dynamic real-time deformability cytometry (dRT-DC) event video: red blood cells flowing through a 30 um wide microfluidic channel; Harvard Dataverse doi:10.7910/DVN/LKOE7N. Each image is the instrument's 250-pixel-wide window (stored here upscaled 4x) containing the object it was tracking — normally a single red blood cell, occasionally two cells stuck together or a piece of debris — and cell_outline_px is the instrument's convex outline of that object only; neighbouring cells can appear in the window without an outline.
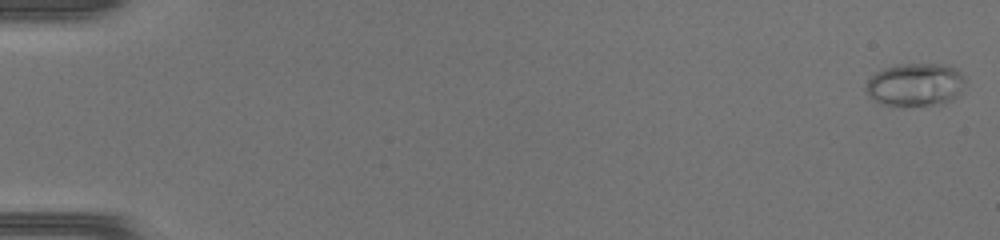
{"species": "common noctule bat (a hibernating species)", "species_latin": "Nyctalus noctula", "temperature_condition": "warm", "stored_images_in_passage": 16, "camera_frame_rate_fps": 3000, "um_per_image_px": 0.085, "animal": {"sex": "female", "body_mass_g": 17.0, "forearm_length_mm": 48.0}, "frame": {"image": 1, "passage_image": 1, "time_ms": 0.0, "image_size_px": [1000, 240], "cell_outline_px": [[964, 84], [960, 92], [952, 100], [940, 104], [908, 108], [892, 108], [868, 96], [864, 88], [868, 80], [876, 72], [884, 68], [896, 64], [944, 64], [956, 68], [964, 76]], "centroid_in_image_um": [77.78, 7.23], "position_along_channel_um": 7.2, "area_um2": 25.61}}